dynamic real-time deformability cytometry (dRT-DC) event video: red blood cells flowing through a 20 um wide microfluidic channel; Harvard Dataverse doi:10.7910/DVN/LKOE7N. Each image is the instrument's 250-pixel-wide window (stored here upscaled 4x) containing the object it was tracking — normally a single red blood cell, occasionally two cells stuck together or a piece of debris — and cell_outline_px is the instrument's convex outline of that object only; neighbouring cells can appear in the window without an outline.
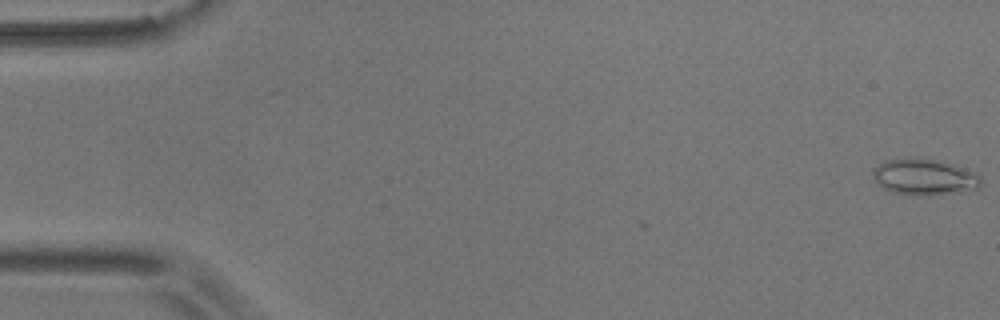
{"species": "common noctule bat (a hibernating species)", "species_latin": "Nyctalus noctula", "temperature_condition": "room temperature", "stored_images_in_passage": 8, "camera_frame_rate_fps": 3000, "um_per_image_px": 0.085, "animal": {"sex": "male", "body_mass_g": 17.9}, "frame": {"image": 1, "passage_image": 1, "time_ms": 0.0, "image_size_px": [1000, 320], "cell_outline_px": [[980, 188], [928, 196], [920, 196], [892, 192], [884, 188], [872, 176], [872, 168], [888, 160], [940, 160], [980, 176]], "centroid_in_image_um": [78.54, 15.09], "position_along_channel_um": 6.5, "area_um2": 21.85}}